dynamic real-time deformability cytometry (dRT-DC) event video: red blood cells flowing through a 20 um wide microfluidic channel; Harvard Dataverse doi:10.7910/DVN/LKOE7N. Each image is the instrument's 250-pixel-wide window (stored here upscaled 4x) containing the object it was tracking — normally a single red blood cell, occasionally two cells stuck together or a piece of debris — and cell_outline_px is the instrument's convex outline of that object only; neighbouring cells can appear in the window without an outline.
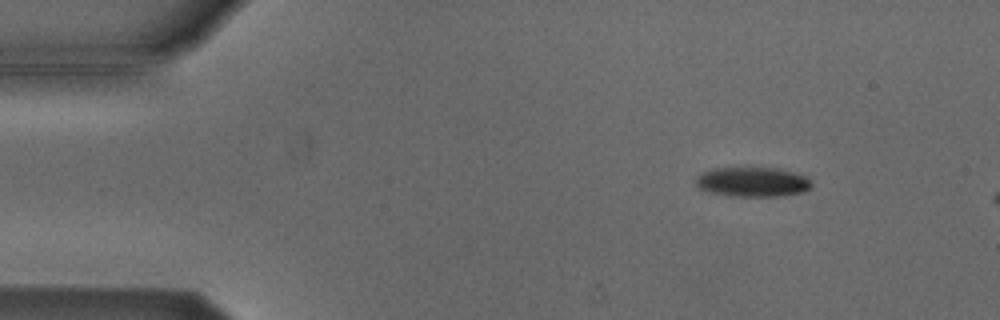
{"species": "Egyptian fruit bat (a non-hibernating species)", "species_latin": "Rousettus aegyptiacus", "temperature_condition": "cold", "stored_images_in_passage": 7, "camera_frame_rate_fps": 3000, "um_per_image_px": 0.085, "animal": {"sex": "male"}, "frame": {"image": 1, "passage_image": 1, "time_ms": 0.0, "image_size_px": [1000, 320], "cell_outline_px": [[812, 184], [808, 188], [800, 192], [784, 196], [732, 196], [712, 192], [700, 188], [696, 184], [696, 176], [700, 172], [712, 168], [776, 168], [792, 172], [804, 176]], "centroid_in_image_um": [63.91, 15.46], "position_along_channel_um": 21.1, "area_um2": 19.71}}